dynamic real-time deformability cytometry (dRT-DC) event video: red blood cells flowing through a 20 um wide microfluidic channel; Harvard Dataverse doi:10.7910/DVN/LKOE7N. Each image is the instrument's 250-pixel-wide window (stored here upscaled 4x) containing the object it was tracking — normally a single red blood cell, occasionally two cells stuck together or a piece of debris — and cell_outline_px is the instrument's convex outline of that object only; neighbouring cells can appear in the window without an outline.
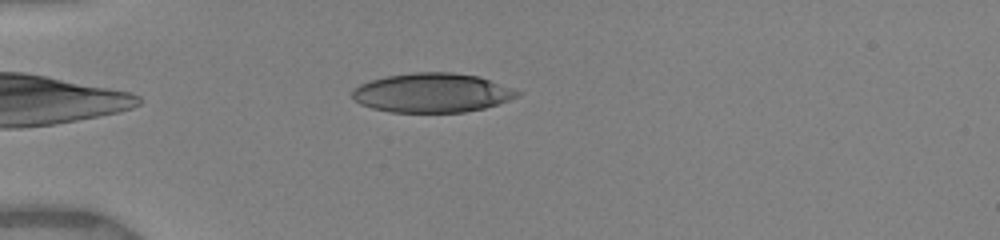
{"species": "human", "species_latin": "Homo sapiens", "temperature_condition": "warm", "stored_images_in_passage": 30, "camera_frame_rate_fps": 3000, "um_per_image_px": 0.085, "donor": {"sex": "female"}, "frame": {"image": 1, "passage_image": 4, "time_ms": 1.333, "image_size_px": [1000, 240], "cell_outline_px": [[524, 92], [508, 100], [484, 108], [464, 112], [392, 112], [372, 108], [360, 104], [352, 96], [352, 88], [360, 84], [384, 76], [412, 72], [452, 72], [480, 76]], "centroid_in_image_um": [36.72, 7.88], "position_along_channel_um": 48.3, "area_um2": 37.86}}
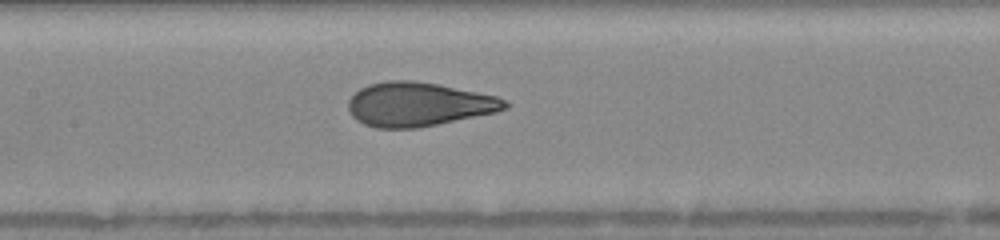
{"frame": {"image": 2, "passage_image": 13, "time_ms": 5.0, "image_size_px": [1000, 240], "cell_outline_px": [[508, 108], [496, 112], [416, 128], [376, 128], [364, 124], [356, 120], [352, 116], [348, 108], [348, 100], [360, 88], [368, 84], [388, 80], [412, 80], [436, 84], [496, 96], [504, 100], [508, 104]], "centroid_in_image_um": [35.52, 8.87], "position_along_channel_um": 171.9, "area_um2": 39.82}}
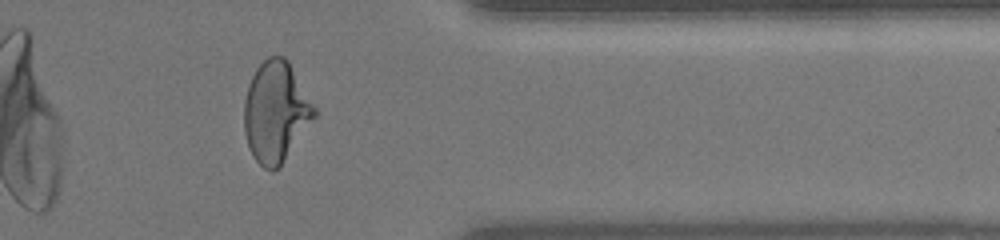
{"frame": {"image": 3, "passage_image": 23, "time_ms": 10.667, "image_size_px": [1000, 240], "cell_outline_px": [[316, 116], [280, 168], [272, 172], [264, 168], [252, 156], [248, 148], [244, 132], [244, 100], [252, 76], [256, 68], [268, 56], [284, 56], [288, 60], [316, 108]], "centroid_in_image_um": [23.44, 9.55], "position_along_channel_um": 388.0, "area_um2": 41.38}, "authors_computed_cell_mechanics": {"area_um2": 40.0843, "velocity_mm_per_s": 3.9953, "shape_relaxation_time_tau1_ms": 6.4078, "shape_relaxation_time_tau2_ms": null, "deformation_change_tau1": 0.2496, "deformation_change_tau2": null}}